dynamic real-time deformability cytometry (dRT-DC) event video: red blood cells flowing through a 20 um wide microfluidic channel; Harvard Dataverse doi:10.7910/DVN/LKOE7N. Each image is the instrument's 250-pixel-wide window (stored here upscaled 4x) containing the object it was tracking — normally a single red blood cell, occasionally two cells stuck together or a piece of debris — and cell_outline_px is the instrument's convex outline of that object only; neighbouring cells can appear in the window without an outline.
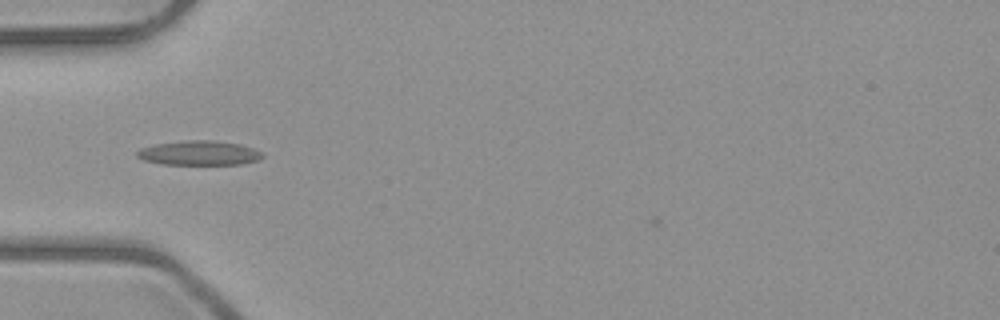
{"species": "common noctule bat (a hibernating species)", "species_latin": "Nyctalus noctula", "temperature_condition": "room temperature", "stored_images_in_passage": 3, "camera_frame_rate_fps": 3000, "um_per_image_px": 0.085, "animal": {"sex": "male", "body_mass_g": 23.1, "forearm_length_mm": 52.7}, "frame": {"image": 1, "passage_image": 2, "time_ms": 2.0, "image_size_px": [1000, 320], "cell_outline_px": [[264, 156], [260, 160], [240, 164], [160, 164], [144, 160], [136, 156], [136, 152], [140, 148], [156, 144], [188, 140], [212, 140], [240, 144], [252, 148], [260, 152]], "centroid_in_image_um": [16.92, 13.01], "position_along_channel_um": 68.1, "area_um2": 17.8}}
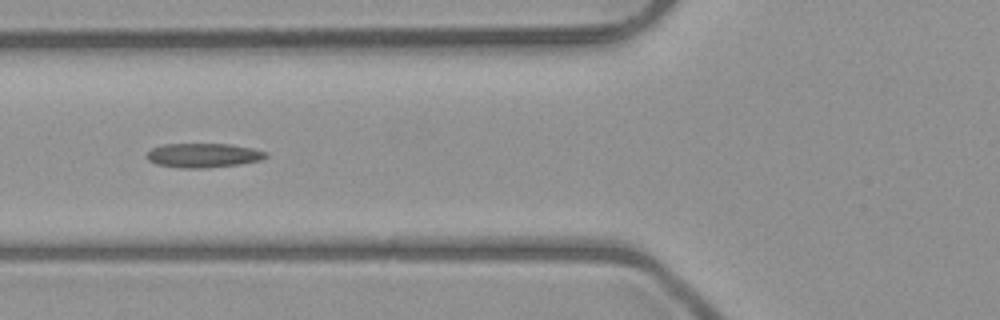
{"frame": {"image": 2, "passage_image": 3, "time_ms": 3.0, "image_size_px": [1000, 320], "cell_outline_px": [[268, 156], [260, 160], [240, 164], [208, 168], [184, 168], [156, 164], [148, 160], [148, 152], [152, 148], [164, 144], [228, 144], [252, 148], [268, 152]], "centroid_in_image_um": [17.31, 13.21], "position_along_channel_um": 108.5, "area_um2": 16.76}}